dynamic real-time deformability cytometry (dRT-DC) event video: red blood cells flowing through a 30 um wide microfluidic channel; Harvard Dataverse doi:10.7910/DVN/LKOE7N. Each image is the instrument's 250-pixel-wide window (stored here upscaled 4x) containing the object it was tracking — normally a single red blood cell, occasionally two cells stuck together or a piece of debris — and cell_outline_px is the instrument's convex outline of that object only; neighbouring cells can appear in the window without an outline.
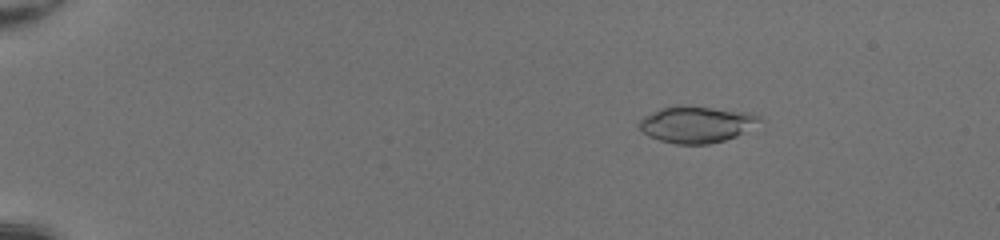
{"species": "common noctule bat (a hibernating species)", "species_latin": "Nyctalus noctula", "temperature_condition": "room temperature", "stored_images_in_passage": 51, "camera_frame_rate_fps": 3000, "um_per_image_px": 0.085, "animal": {"sex": "female", "body_mass_g": 20.0, "forearm_length_mm": 54.0}, "frame": {"image": 1, "passage_image": 9, "time_ms": 2.667, "image_size_px": [1000, 240], "cell_outline_px": [[764, 120], [736, 136], [724, 140], [708, 144], [676, 144], [660, 140], [648, 136], [640, 128], [640, 120], [644, 116], [660, 108], [676, 104], [684, 104], [748, 112], [760, 116]], "centroid_in_image_um": [59.2, 10.55], "position_along_channel_um": 25.8, "area_um2": 25.72}}
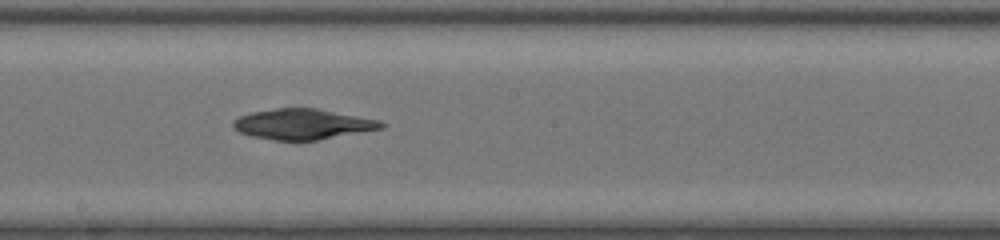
{"frame": {"image": 2, "passage_image": 31, "time_ms": 10.0, "image_size_px": [1000, 240], "cell_outline_px": [[384, 128], [316, 140], [276, 140], [252, 136], [240, 132], [232, 124], [232, 120], [240, 116], [252, 112], [276, 108], [316, 108], [380, 120], [384, 124]], "centroid_in_image_um": [25.73, 10.54], "position_along_channel_um": 222.5, "area_um2": 26.01}}
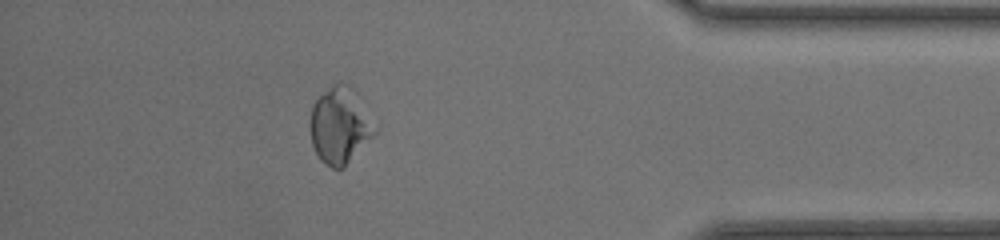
{"frame": {"image": 3, "passage_image": 46, "time_ms": 15.0, "image_size_px": [1000, 240], "cell_outline_px": [[380, 128], [344, 168], [332, 168], [320, 160], [312, 144], [308, 124], [312, 104], [332, 84], [348, 84], [356, 92], [380, 124]], "centroid_in_image_um": [28.94, 10.66], "position_along_channel_um": 406.3, "area_um2": 29.54}}